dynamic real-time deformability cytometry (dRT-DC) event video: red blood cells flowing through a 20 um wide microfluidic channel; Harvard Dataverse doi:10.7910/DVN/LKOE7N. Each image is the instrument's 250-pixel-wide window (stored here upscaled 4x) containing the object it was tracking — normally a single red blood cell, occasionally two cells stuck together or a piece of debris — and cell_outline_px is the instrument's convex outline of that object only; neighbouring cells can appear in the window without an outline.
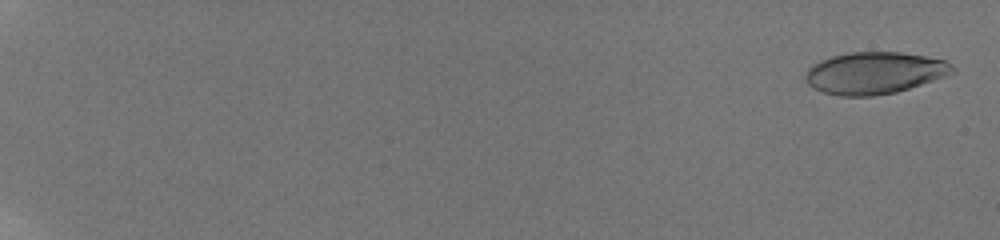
{"species": "human", "species_latin": "Homo sapiens", "temperature_condition": "room temperature", "stored_images_in_passage": 58, "camera_frame_rate_fps": 3000, "um_per_image_px": 0.085, "donor": {"sex": "male"}, "frame": {"image": 1, "passage_image": 1, "time_ms": 0.0, "image_size_px": [1000, 240], "cell_outline_px": [[956, 72], [896, 92], [872, 96], [840, 96], [824, 92], [812, 88], [808, 84], [804, 76], [808, 68], [820, 60], [832, 56], [848, 52], [900, 52], [924, 56], [944, 60], [952, 64], [956, 68]], "centroid_in_image_um": [74.31, 6.2], "position_along_channel_um": 10.7, "area_um2": 35.84}}
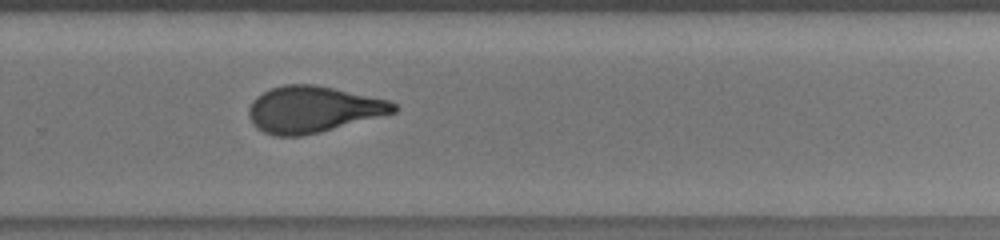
{"frame": {"image": 2, "passage_image": 43, "time_ms": 14.0, "image_size_px": [1000, 240], "cell_outline_px": [[400, 108], [396, 112], [320, 132], [300, 136], [276, 136], [264, 132], [256, 128], [252, 124], [248, 116], [248, 108], [252, 100], [256, 96], [272, 88], [284, 84], [312, 84], [332, 88], [388, 100], [396, 104]], "centroid_in_image_um": [26.57, 9.3], "position_along_channel_um": 303.2, "area_um2": 39.02}}
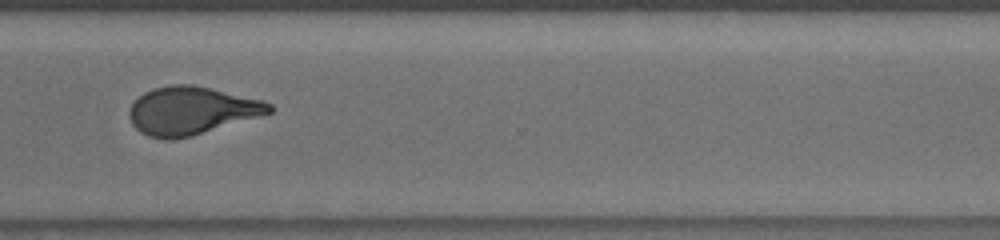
{"frame": {"image": 3, "passage_image": 47, "time_ms": 15.333, "image_size_px": [1000, 240], "cell_outline_px": [[272, 112], [188, 136], [172, 140], [164, 140], [148, 136], [140, 132], [132, 124], [128, 116], [128, 112], [132, 104], [144, 92], [152, 88], [172, 84], [192, 84], [264, 100], [272, 104]], "centroid_in_image_um": [16.22, 9.39], "position_along_channel_um": 354.4, "area_um2": 38.73}, "authors_computed_cell_mechanics": {"area_um2": 38.3503, "velocity_mm_per_s": 3.8196, "shape_relaxation_time_tau1_ms": 7.6337, "shape_relaxation_time_tau2_ms": 1.1959, "deformation_change_tau1": 0.2539, "deformation_change_tau2": 0.0891}}